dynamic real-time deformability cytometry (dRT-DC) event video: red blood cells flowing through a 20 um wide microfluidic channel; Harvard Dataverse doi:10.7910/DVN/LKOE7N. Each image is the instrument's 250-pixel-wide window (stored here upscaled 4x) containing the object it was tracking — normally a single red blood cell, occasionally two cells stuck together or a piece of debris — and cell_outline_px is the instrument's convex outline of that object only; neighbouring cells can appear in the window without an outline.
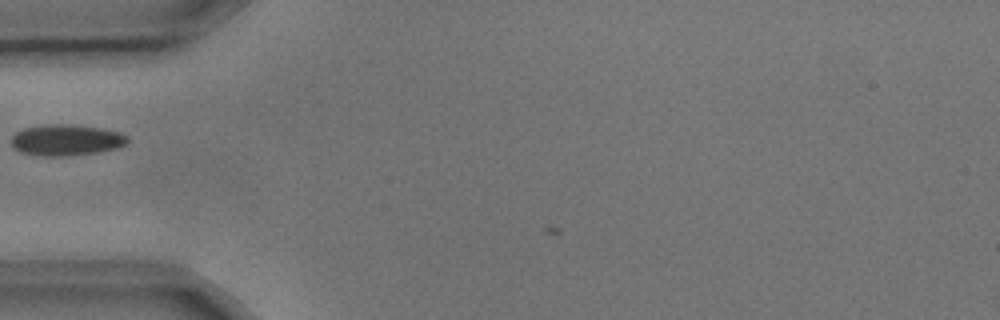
{"species": "common noctule bat (a hibernating species)", "species_latin": "Nyctalus noctula", "temperature_condition": "cold", "stored_images_in_passage": 5, "camera_frame_rate_fps": 3000, "um_per_image_px": 0.085, "animal": {"sex": "male", "body_mass_g": 17.9, "forearm_length_mm": 54.2}, "frame": {"image": 1, "passage_image": 4, "time_ms": 1.0, "image_size_px": [1000, 320], "cell_outline_px": [[128, 144], [120, 148], [100, 152], [68, 156], [40, 156], [20, 152], [12, 148], [12, 136], [16, 132], [24, 128], [48, 124], [68, 124], [104, 128], [120, 132], [128, 136]], "centroid_in_image_um": [5.67, 11.91], "position_along_channel_um": 79.3, "area_um2": 21.5}}